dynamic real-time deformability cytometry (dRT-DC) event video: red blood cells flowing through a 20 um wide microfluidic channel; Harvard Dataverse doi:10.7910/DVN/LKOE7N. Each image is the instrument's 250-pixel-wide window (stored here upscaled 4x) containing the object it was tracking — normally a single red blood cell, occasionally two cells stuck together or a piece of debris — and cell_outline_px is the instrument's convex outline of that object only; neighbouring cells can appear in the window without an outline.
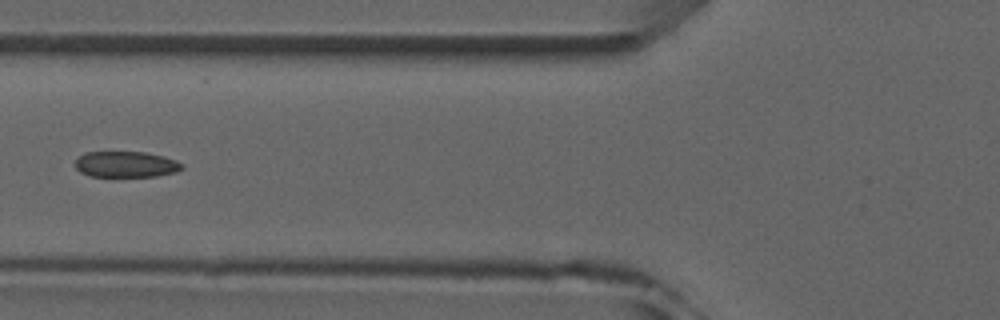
{"species": "common noctule bat (a hibernating species)", "species_latin": "Nyctalus noctula", "temperature_condition": "room temperature", "stored_images_in_passage": 6, "camera_frame_rate_fps": 3000, "um_per_image_px": 0.085, "animal": {"sex": "male", "forearm_length_mm": 52.5}, "frame": {"image": 1, "passage_image": 6, "time_ms": 5.667, "image_size_px": [1000, 320], "cell_outline_px": [[184, 168], [176, 172], [156, 176], [88, 176], [80, 172], [76, 168], [76, 160], [84, 152], [144, 152], [164, 156], [176, 160], [184, 164]], "centroid_in_image_um": [10.73, 13.97], "position_along_channel_um": 115.1, "area_um2": 16.18}}